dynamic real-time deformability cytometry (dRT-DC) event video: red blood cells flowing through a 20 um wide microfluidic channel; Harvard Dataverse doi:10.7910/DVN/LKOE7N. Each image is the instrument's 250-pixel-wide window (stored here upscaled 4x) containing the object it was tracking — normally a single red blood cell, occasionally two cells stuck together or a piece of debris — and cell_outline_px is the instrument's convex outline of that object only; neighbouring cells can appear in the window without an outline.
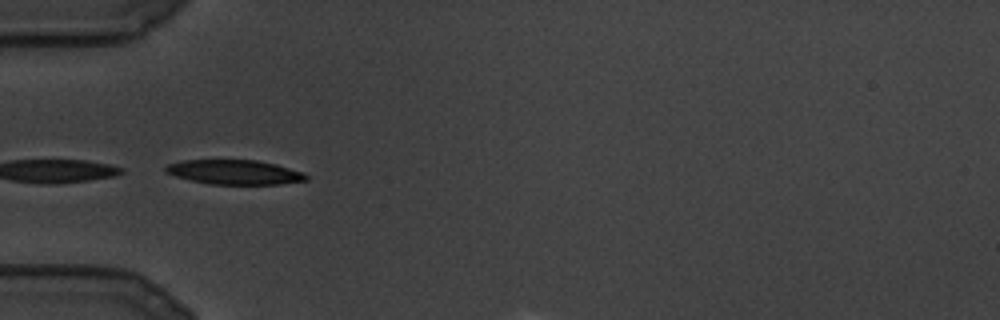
{"species": "common noctule bat (a hibernating species)", "species_latin": "Nyctalus noctula", "temperature_condition": "cold", "stored_images_in_passage": 22, "camera_frame_rate_fps": 3000, "um_per_image_px": 0.085, "animal": {"sex": "male", "body_mass_g": 19.5, "forearm_length_mm": 54.6}, "frame": {"image": 1, "passage_image": 1, "time_ms": 0.0, "image_size_px": [1000, 320], "cell_outline_px": [[308, 180], [280, 184], [212, 184], [192, 180], [176, 176], [164, 172], [164, 168], [168, 164], [180, 160], [256, 160], [276, 164], [304, 172], [308, 176]], "centroid_in_image_um": [19.95, 14.63], "position_along_channel_um": 65.1, "area_um2": 20.06}}